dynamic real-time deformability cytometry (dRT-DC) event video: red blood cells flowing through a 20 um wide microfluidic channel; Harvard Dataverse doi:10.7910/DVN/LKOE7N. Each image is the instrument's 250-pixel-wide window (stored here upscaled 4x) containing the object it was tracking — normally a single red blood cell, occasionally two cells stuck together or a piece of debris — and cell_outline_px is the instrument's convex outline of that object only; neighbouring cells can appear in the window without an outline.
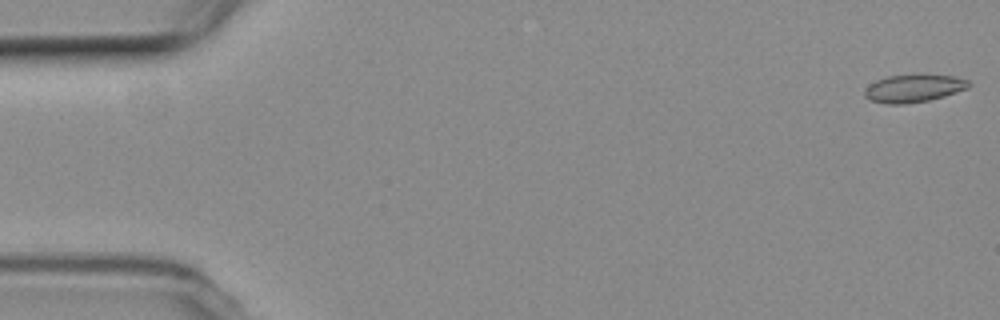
{"species": "common noctule bat (a hibernating species)", "species_latin": "Nyctalus noctula", "temperature_condition": "room temperature", "stored_images_in_passage": 9, "camera_frame_rate_fps": 3000, "um_per_image_px": 0.085, "animal": {"sex": "female", "body_mass_g": 19.3, "forearm_length_mm": 54.1}, "frame": {"image": 1, "passage_image": 1, "time_ms": 0.0, "image_size_px": [1000, 320], "cell_outline_px": [[972, 84], [968, 88], [944, 96], [928, 100], [904, 104], [888, 104], [868, 100], [864, 96], [864, 92], [868, 84], [876, 80], [888, 76], [916, 72], [920, 72], [956, 76], [968, 80]], "centroid_in_image_um": [77.67, 7.46], "position_along_channel_um": 7.3, "area_um2": 17.57}}
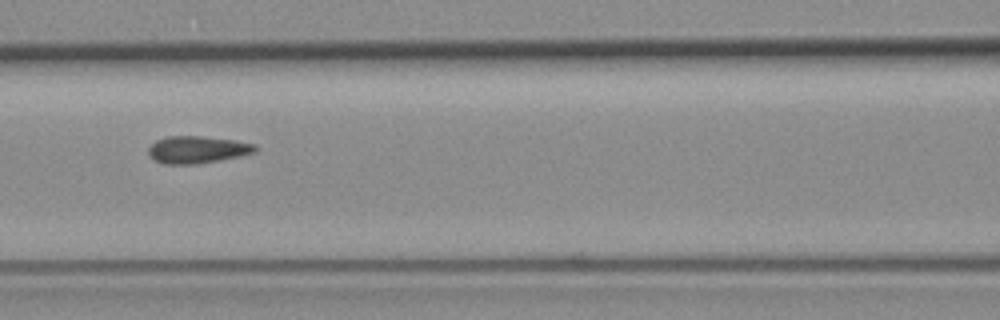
{"frame": {"image": 2, "passage_image": 7, "time_ms": 7.667, "image_size_px": [1000, 320], "cell_outline_px": [[256, 152], [240, 156], [196, 164], [164, 164], [156, 160], [148, 152], [148, 148], [156, 140], [168, 136], [200, 136], [232, 140], [256, 144]], "centroid_in_image_um": [16.77, 12.72], "position_along_channel_um": 149.8, "area_um2": 16.7}}
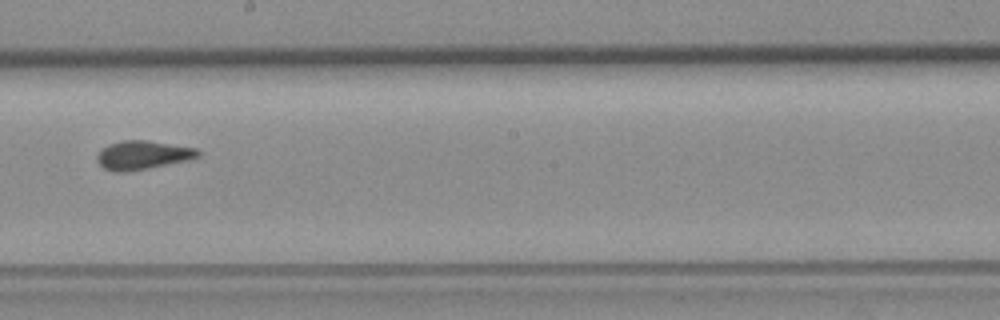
{"frame": {"image": 3, "passage_image": 9, "time_ms": 10.0, "image_size_px": [1000, 320], "cell_outline_px": [[200, 156], [188, 160], [144, 168], [104, 168], [96, 160], [96, 156], [100, 148], [108, 144], [124, 140], [148, 140], [196, 148], [200, 152]], "centroid_in_image_um": [12.16, 13.11], "position_along_channel_um": 236.0, "area_um2": 16.07}}